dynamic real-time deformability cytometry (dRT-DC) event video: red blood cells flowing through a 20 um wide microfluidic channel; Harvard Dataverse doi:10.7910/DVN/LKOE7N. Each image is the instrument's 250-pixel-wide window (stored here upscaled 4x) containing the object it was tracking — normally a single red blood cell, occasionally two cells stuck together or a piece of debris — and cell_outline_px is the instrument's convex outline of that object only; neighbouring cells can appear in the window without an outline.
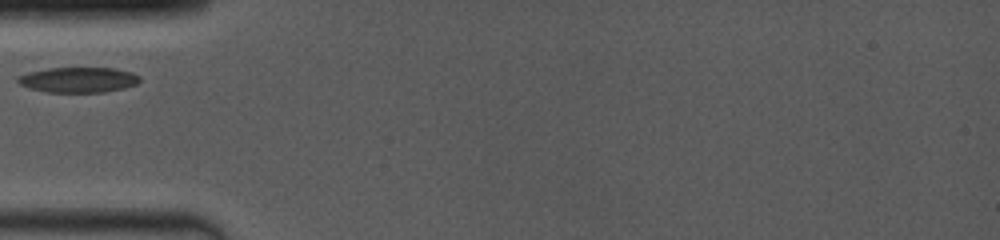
{"species": "common noctule bat (a hibernating species)", "species_latin": "Nyctalus noctula", "temperature_condition": "room temperature", "stored_images_in_passage": 32, "camera_frame_rate_fps": 4000, "um_per_image_px": 0.085, "animal": {"sex": "female", "body_mass_g": 19.0, "forearm_length_mm": 53.3}, "frame": {"image": 1, "passage_image": 1, "time_ms": 0.0, "image_size_px": [1000, 240], "cell_outline_px": [[140, 80], [136, 84], [124, 88], [104, 92], [44, 92], [28, 88], [20, 84], [16, 80], [16, 76], [28, 72], [48, 68], [116, 68], [132, 72], [140, 76]], "centroid_in_image_um": [6.63, 6.78], "position_along_channel_um": 78.4, "area_um2": 18.15}}